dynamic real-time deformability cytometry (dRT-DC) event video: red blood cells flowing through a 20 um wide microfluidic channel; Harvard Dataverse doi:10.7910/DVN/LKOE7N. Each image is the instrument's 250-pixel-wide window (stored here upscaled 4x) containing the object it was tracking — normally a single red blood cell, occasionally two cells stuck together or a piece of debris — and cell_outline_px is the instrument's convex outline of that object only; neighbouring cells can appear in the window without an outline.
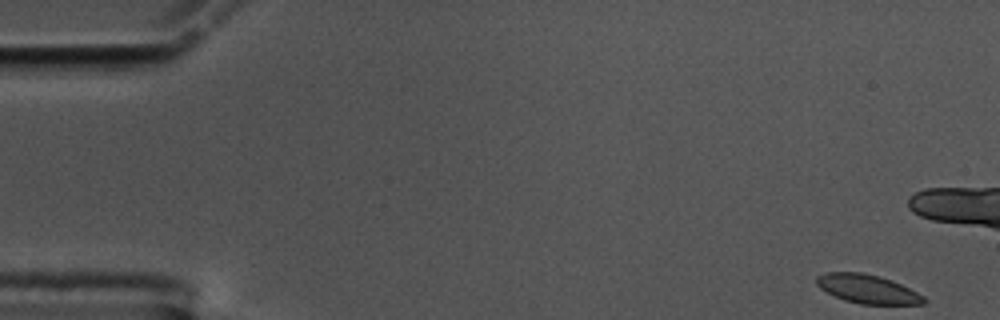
{"species": "common noctule bat (a hibernating species)", "species_latin": "Nyctalus noctula", "temperature_condition": "cold", "stored_images_in_passage": 56, "camera_frame_rate_fps": 3000, "um_per_image_px": 0.085, "animal": {"sex": "male", "body_mass_g": 17.5, "forearm_length_mm": 52.3}, "frame": {"image": 1, "passage_image": 1, "time_ms": 0.0, "image_size_px": [1000, 320], "cell_outline_px": [[928, 300], [924, 304], [860, 304], [844, 300], [820, 288], [816, 284], [816, 276], [828, 272], [860, 272], [892, 280], [924, 296]], "centroid_in_image_um": [73.74, 24.57], "position_along_channel_um": 11.3, "area_um2": 17.8}}
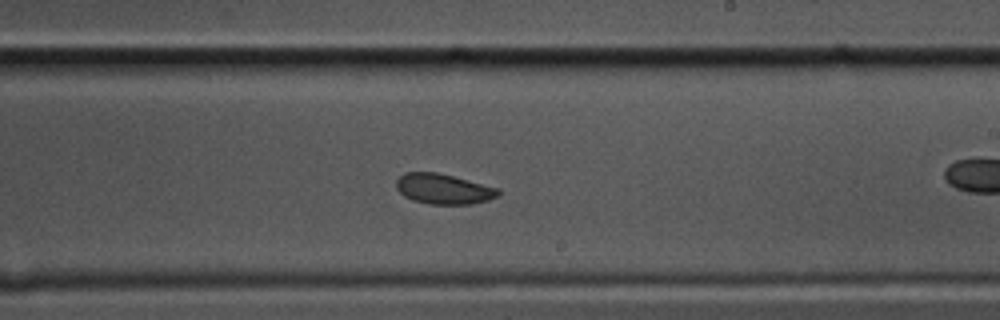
{"frame": {"image": 2, "passage_image": 32, "time_ms": 10.333, "image_size_px": [1000, 320], "cell_outline_px": [[500, 192], [496, 196], [488, 200], [472, 204], [428, 204], [412, 200], [404, 196], [396, 188], [396, 180], [404, 172], [436, 172], [500, 188]], "centroid_in_image_um": [37.68, 16.06], "position_along_channel_um": 251.3, "area_um2": 17.98}}
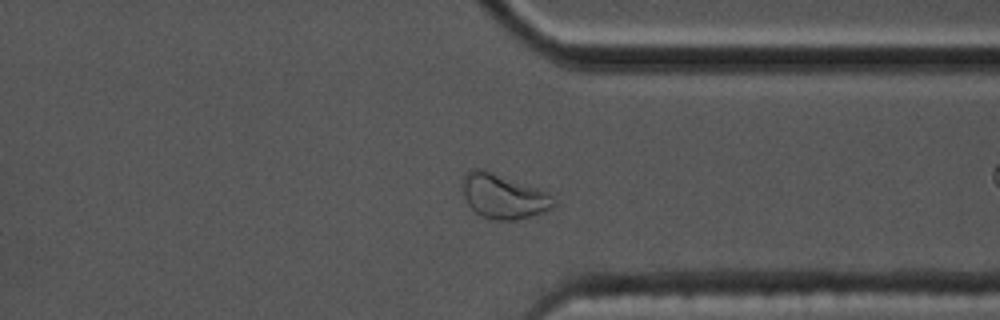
{"frame": {"image": 3, "passage_image": 42, "time_ms": 13.667, "image_size_px": [1000, 320], "cell_outline_px": [[556, 204], [552, 208], [544, 212], [532, 216], [516, 220], [496, 220], [484, 216], [476, 212], [468, 204], [464, 196], [464, 172], [468, 168], [484, 168], [548, 192], [556, 200]], "centroid_in_image_um": [42.81, 16.66], "position_along_channel_um": 368.6, "area_um2": 23.81}, "authors_computed_cell_mechanics": {"area_um2": 18.6694, "velocity_mm_per_s": 3.5361, "shape_relaxation_time_tau1_ms": null, "shape_relaxation_time_tau2_ms": 8.6455, "deformation_change_tau1": null, "deformation_change_tau2": 0.0823}}